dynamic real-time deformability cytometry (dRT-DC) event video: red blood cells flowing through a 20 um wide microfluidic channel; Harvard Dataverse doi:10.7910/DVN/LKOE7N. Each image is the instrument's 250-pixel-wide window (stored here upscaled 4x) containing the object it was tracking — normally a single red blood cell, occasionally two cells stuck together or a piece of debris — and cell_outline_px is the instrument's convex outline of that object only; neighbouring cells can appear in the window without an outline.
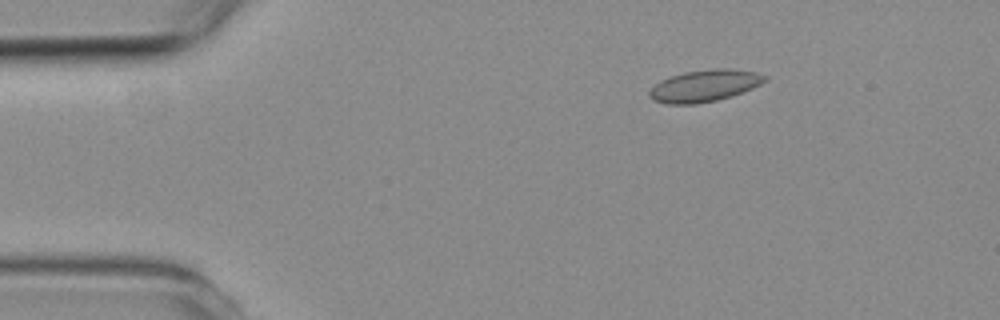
{"species": "common noctule bat (a hibernating species)", "species_latin": "Nyctalus noctula", "temperature_condition": "room temperature", "stored_images_in_passage": 4, "camera_frame_rate_fps": 3000, "um_per_image_px": 0.085, "animal": {"sex": "female", "body_mass_g": 19.3, "forearm_length_mm": 54.1}, "frame": {"image": 1, "passage_image": 3, "time_ms": 2.333, "image_size_px": [1000, 320], "cell_outline_px": [[768, 80], [752, 88], [716, 100], [692, 104], [668, 104], [652, 100], [648, 96], [648, 92], [660, 80], [684, 72], [712, 68], [728, 68], [756, 72], [768, 76]], "centroid_in_image_um": [59.87, 7.27], "position_along_channel_um": 25.1, "area_um2": 21.27}}